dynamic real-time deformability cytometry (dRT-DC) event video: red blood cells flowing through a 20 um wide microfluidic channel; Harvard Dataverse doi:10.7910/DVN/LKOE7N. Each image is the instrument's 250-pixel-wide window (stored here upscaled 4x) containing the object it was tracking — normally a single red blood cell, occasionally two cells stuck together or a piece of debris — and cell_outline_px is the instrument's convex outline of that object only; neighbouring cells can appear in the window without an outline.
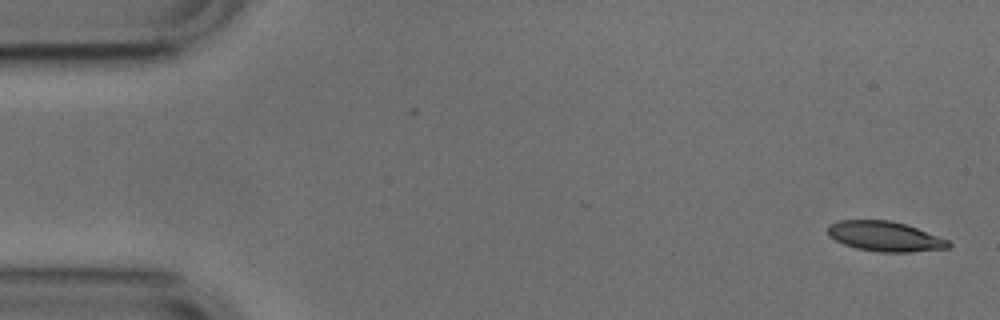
{"species": "common noctule bat (a hibernating species)", "species_latin": "Nyctalus noctula", "temperature_condition": "cold", "stored_images_in_passage": 52, "camera_frame_rate_fps": 3000, "um_per_image_px": 0.085, "animal": {"sex": "male", "body_mass_g": 17.9, "forearm_length_mm": 54.2}, "frame": {"image": 1, "passage_image": 1, "time_ms": 0.0, "image_size_px": [1000, 320], "cell_outline_px": [[952, 244], [948, 248], [908, 252], [880, 252], [856, 248], [844, 244], [828, 236], [828, 224], [840, 220], [892, 220], [916, 228], [948, 240]], "centroid_in_image_um": [75.19, 20.09], "position_along_channel_um": 9.8, "area_um2": 20.92}}
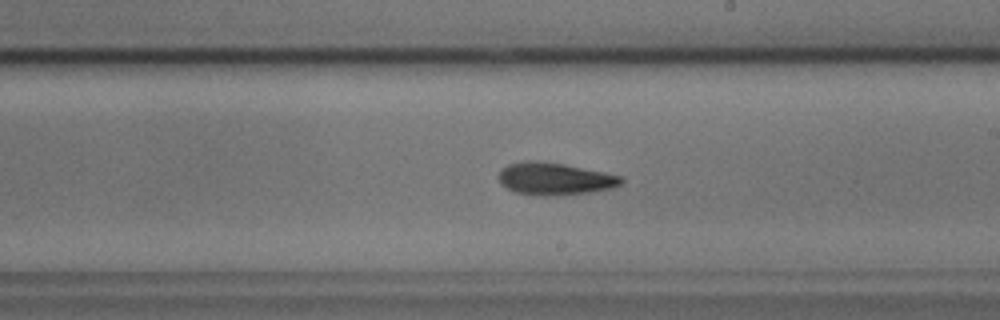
{"frame": {"image": 2, "passage_image": 29, "time_ms": 9.333, "image_size_px": [1000, 320], "cell_outline_px": [[624, 180], [620, 184], [612, 188], [588, 192], [544, 196], [516, 192], [500, 184], [500, 172], [508, 164], [528, 160], [536, 160], [564, 164], [624, 176]], "centroid_in_image_um": [47.18, 15.18], "position_along_channel_um": 241.8, "area_um2": 22.77}}
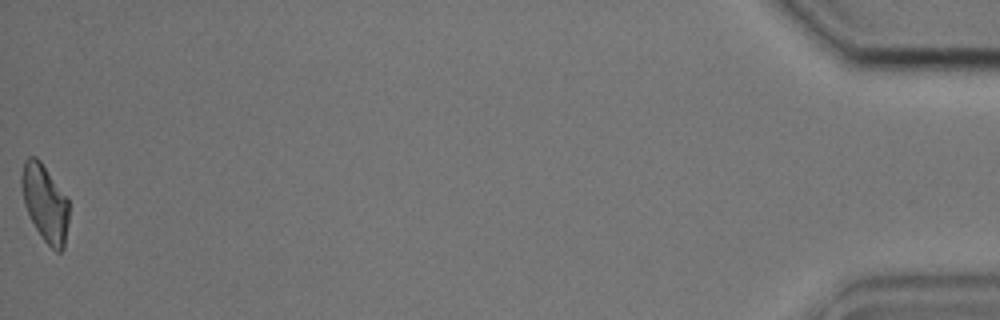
{"frame": {"image": 3, "passage_image": 52, "time_ms": 17.0, "image_size_px": [1000, 320], "cell_outline_px": [[68, 220], [64, 248], [60, 252], [56, 252], [44, 240], [36, 228], [24, 204], [20, 184], [20, 176], [24, 160], [28, 156], [36, 156], [40, 160], [68, 196]], "centroid_in_image_um": [3.82, 17.2], "position_along_channel_um": 431.4, "area_um2": 21.44}, "authors_computed_cell_mechanics": {"area_um2": 22.2241, "velocity_mm_per_s": 3.7665, "shape_relaxation_time_tau1_ms": 2.931, "shape_relaxation_time_tau2_ms": 4.7558, "deformation_change_tau1": 0.1419, "deformation_change_tau2": 0.13}}